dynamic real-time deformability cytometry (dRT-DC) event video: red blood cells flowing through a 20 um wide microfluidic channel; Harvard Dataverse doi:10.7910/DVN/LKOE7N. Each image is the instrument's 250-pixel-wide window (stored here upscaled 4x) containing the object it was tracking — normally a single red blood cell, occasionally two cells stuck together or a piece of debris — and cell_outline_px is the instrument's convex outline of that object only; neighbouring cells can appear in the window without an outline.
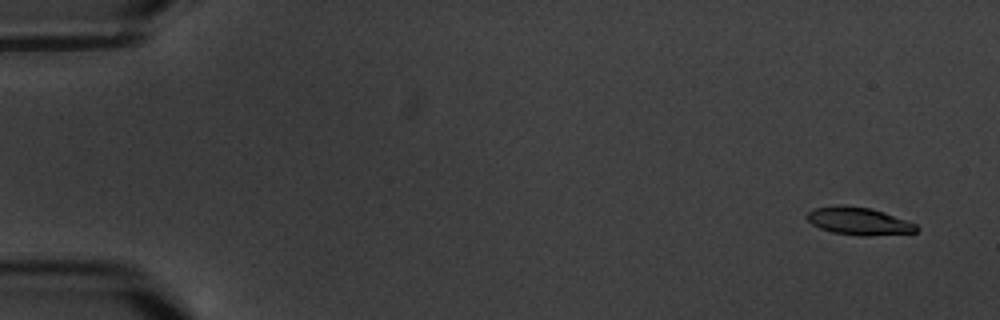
{"species": "common noctule bat (a hibernating species)", "species_latin": "Nyctalus noctula", "temperature_condition": "warm", "stored_images_in_passage": 5, "camera_frame_rate_fps": 3000, "um_per_image_px": 0.085, "animal": {"sex": "male", "body_mass_g": 20.1, "forearm_length_mm": 53.5}, "frame": {"image": 1, "passage_image": 1, "time_ms": 0.0, "image_size_px": [1000, 320], "cell_outline_px": [[920, 228], [916, 232], [868, 236], [860, 236], [832, 232], [820, 228], [812, 224], [804, 216], [808, 212], [816, 208], [840, 204], [844, 204], [872, 208], [884, 212], [916, 224]], "centroid_in_image_um": [72.98, 18.78], "position_along_channel_um": 12.0, "area_um2": 17.74}}